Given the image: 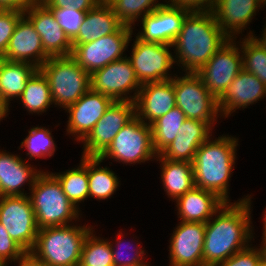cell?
I'll return each mask as SVG.
<instances>
[{"mask_svg":"<svg viewBox=\"0 0 266 266\" xmlns=\"http://www.w3.org/2000/svg\"><path fill=\"white\" fill-rule=\"evenodd\" d=\"M252 195L225 204L205 223L203 266H216L254 242Z\"/></svg>","mask_w":266,"mask_h":266,"instance_id":"1","label":"cell"},{"mask_svg":"<svg viewBox=\"0 0 266 266\" xmlns=\"http://www.w3.org/2000/svg\"><path fill=\"white\" fill-rule=\"evenodd\" d=\"M229 40L212 11L190 12L172 43L174 62L183 73H196Z\"/></svg>","mask_w":266,"mask_h":266,"instance_id":"2","label":"cell"},{"mask_svg":"<svg viewBox=\"0 0 266 266\" xmlns=\"http://www.w3.org/2000/svg\"><path fill=\"white\" fill-rule=\"evenodd\" d=\"M238 140L228 134L210 136L198 148L192 162L195 187L212 191L225 202L231 201L229 182L237 160Z\"/></svg>","mask_w":266,"mask_h":266,"instance_id":"3","label":"cell"},{"mask_svg":"<svg viewBox=\"0 0 266 266\" xmlns=\"http://www.w3.org/2000/svg\"><path fill=\"white\" fill-rule=\"evenodd\" d=\"M84 224L40 228L30 252L47 266H77L84 241L95 228Z\"/></svg>","mask_w":266,"mask_h":266,"instance_id":"4","label":"cell"},{"mask_svg":"<svg viewBox=\"0 0 266 266\" xmlns=\"http://www.w3.org/2000/svg\"><path fill=\"white\" fill-rule=\"evenodd\" d=\"M29 197L39 229L81 222V210L68 199L61 184L49 170H43L36 177Z\"/></svg>","mask_w":266,"mask_h":266,"instance_id":"5","label":"cell"},{"mask_svg":"<svg viewBox=\"0 0 266 266\" xmlns=\"http://www.w3.org/2000/svg\"><path fill=\"white\" fill-rule=\"evenodd\" d=\"M49 82L54 107L77 102L90 88V74L71 56L50 57L40 68Z\"/></svg>","mask_w":266,"mask_h":266,"instance_id":"6","label":"cell"},{"mask_svg":"<svg viewBox=\"0 0 266 266\" xmlns=\"http://www.w3.org/2000/svg\"><path fill=\"white\" fill-rule=\"evenodd\" d=\"M172 78L176 106L186 118L206 122L212 129L221 118L218 99L212 95L194 72H179ZM182 73V74H181ZM220 116V117H219Z\"/></svg>","mask_w":266,"mask_h":266,"instance_id":"7","label":"cell"},{"mask_svg":"<svg viewBox=\"0 0 266 266\" xmlns=\"http://www.w3.org/2000/svg\"><path fill=\"white\" fill-rule=\"evenodd\" d=\"M157 155L152 143L151 125L135 116L117 133L99 158L102 161L113 159L114 162L131 166L154 161Z\"/></svg>","mask_w":266,"mask_h":266,"instance_id":"8","label":"cell"},{"mask_svg":"<svg viewBox=\"0 0 266 266\" xmlns=\"http://www.w3.org/2000/svg\"><path fill=\"white\" fill-rule=\"evenodd\" d=\"M134 32L133 27L122 25L115 33L97 40L85 44H72L71 56L91 75L109 63L128 56L125 53Z\"/></svg>","mask_w":266,"mask_h":266,"instance_id":"9","label":"cell"},{"mask_svg":"<svg viewBox=\"0 0 266 266\" xmlns=\"http://www.w3.org/2000/svg\"><path fill=\"white\" fill-rule=\"evenodd\" d=\"M171 48L172 45L144 42L134 37L132 51L127 58L141 85L170 80L176 75L171 71L172 68H177L174 67L176 64Z\"/></svg>","mask_w":266,"mask_h":266,"instance_id":"10","label":"cell"},{"mask_svg":"<svg viewBox=\"0 0 266 266\" xmlns=\"http://www.w3.org/2000/svg\"><path fill=\"white\" fill-rule=\"evenodd\" d=\"M0 223L16 243L31 251L39 228L29 195L0 197Z\"/></svg>","mask_w":266,"mask_h":266,"instance_id":"11","label":"cell"},{"mask_svg":"<svg viewBox=\"0 0 266 266\" xmlns=\"http://www.w3.org/2000/svg\"><path fill=\"white\" fill-rule=\"evenodd\" d=\"M236 41L237 38L230 39L196 72L217 99L243 69L241 49Z\"/></svg>","mask_w":266,"mask_h":266,"instance_id":"12","label":"cell"},{"mask_svg":"<svg viewBox=\"0 0 266 266\" xmlns=\"http://www.w3.org/2000/svg\"><path fill=\"white\" fill-rule=\"evenodd\" d=\"M90 82L92 90L114 101L135 102L141 88L127 56L96 70L90 75Z\"/></svg>","mask_w":266,"mask_h":266,"instance_id":"13","label":"cell"},{"mask_svg":"<svg viewBox=\"0 0 266 266\" xmlns=\"http://www.w3.org/2000/svg\"><path fill=\"white\" fill-rule=\"evenodd\" d=\"M135 114V102L114 101L90 133L81 141L82 156L99 157L112 143L117 133Z\"/></svg>","mask_w":266,"mask_h":266,"instance_id":"14","label":"cell"},{"mask_svg":"<svg viewBox=\"0 0 266 266\" xmlns=\"http://www.w3.org/2000/svg\"><path fill=\"white\" fill-rule=\"evenodd\" d=\"M190 12L188 9L163 2L139 20L141 29L133 35L144 42L172 45L182 28L184 19Z\"/></svg>","mask_w":266,"mask_h":266,"instance_id":"15","label":"cell"},{"mask_svg":"<svg viewBox=\"0 0 266 266\" xmlns=\"http://www.w3.org/2000/svg\"><path fill=\"white\" fill-rule=\"evenodd\" d=\"M169 242V266H203L205 223L178 220Z\"/></svg>","mask_w":266,"mask_h":266,"instance_id":"16","label":"cell"},{"mask_svg":"<svg viewBox=\"0 0 266 266\" xmlns=\"http://www.w3.org/2000/svg\"><path fill=\"white\" fill-rule=\"evenodd\" d=\"M113 102L111 97L90 88L77 102L65 109L69 115L66 134L81 143Z\"/></svg>","mask_w":266,"mask_h":266,"instance_id":"17","label":"cell"},{"mask_svg":"<svg viewBox=\"0 0 266 266\" xmlns=\"http://www.w3.org/2000/svg\"><path fill=\"white\" fill-rule=\"evenodd\" d=\"M24 15L31 21L35 31L41 36L43 49L49 57L69 56L72 54V42L52 12L43 3H33Z\"/></svg>","mask_w":266,"mask_h":266,"instance_id":"18","label":"cell"},{"mask_svg":"<svg viewBox=\"0 0 266 266\" xmlns=\"http://www.w3.org/2000/svg\"><path fill=\"white\" fill-rule=\"evenodd\" d=\"M2 58L27 62L38 69L50 58L43 49L41 36L25 15L19 19Z\"/></svg>","mask_w":266,"mask_h":266,"instance_id":"19","label":"cell"},{"mask_svg":"<svg viewBox=\"0 0 266 266\" xmlns=\"http://www.w3.org/2000/svg\"><path fill=\"white\" fill-rule=\"evenodd\" d=\"M263 98H266V86L254 74L242 69L218 99L221 117L233 116L237 109L244 110Z\"/></svg>","mask_w":266,"mask_h":266,"instance_id":"20","label":"cell"},{"mask_svg":"<svg viewBox=\"0 0 266 266\" xmlns=\"http://www.w3.org/2000/svg\"><path fill=\"white\" fill-rule=\"evenodd\" d=\"M175 106L176 97L172 79L148 82L141 85L135 100V114L142 122L151 125Z\"/></svg>","mask_w":266,"mask_h":266,"instance_id":"21","label":"cell"},{"mask_svg":"<svg viewBox=\"0 0 266 266\" xmlns=\"http://www.w3.org/2000/svg\"><path fill=\"white\" fill-rule=\"evenodd\" d=\"M264 6L266 0H216L212 12L222 31L230 39H235L250 29L252 19Z\"/></svg>","mask_w":266,"mask_h":266,"instance_id":"22","label":"cell"},{"mask_svg":"<svg viewBox=\"0 0 266 266\" xmlns=\"http://www.w3.org/2000/svg\"><path fill=\"white\" fill-rule=\"evenodd\" d=\"M6 151L0 149V197L29 195L22 187L27 184L30 192L36 177L43 169L38 170L26 158Z\"/></svg>","mask_w":266,"mask_h":266,"instance_id":"23","label":"cell"},{"mask_svg":"<svg viewBox=\"0 0 266 266\" xmlns=\"http://www.w3.org/2000/svg\"><path fill=\"white\" fill-rule=\"evenodd\" d=\"M212 131L206 122L186 118L178 135L159 155L172 161L192 163L198 148L213 135Z\"/></svg>","mask_w":266,"mask_h":266,"instance_id":"24","label":"cell"},{"mask_svg":"<svg viewBox=\"0 0 266 266\" xmlns=\"http://www.w3.org/2000/svg\"><path fill=\"white\" fill-rule=\"evenodd\" d=\"M179 221L206 223L224 204L216 193L194 187L176 201Z\"/></svg>","mask_w":266,"mask_h":266,"instance_id":"25","label":"cell"},{"mask_svg":"<svg viewBox=\"0 0 266 266\" xmlns=\"http://www.w3.org/2000/svg\"><path fill=\"white\" fill-rule=\"evenodd\" d=\"M155 162L161 167L162 187L171 201H176L195 187L193 163L164 159L159 154Z\"/></svg>","mask_w":266,"mask_h":266,"instance_id":"26","label":"cell"},{"mask_svg":"<svg viewBox=\"0 0 266 266\" xmlns=\"http://www.w3.org/2000/svg\"><path fill=\"white\" fill-rule=\"evenodd\" d=\"M122 25L110 5L97 4L86 13L72 44H85L97 40L115 33Z\"/></svg>","mask_w":266,"mask_h":266,"instance_id":"27","label":"cell"},{"mask_svg":"<svg viewBox=\"0 0 266 266\" xmlns=\"http://www.w3.org/2000/svg\"><path fill=\"white\" fill-rule=\"evenodd\" d=\"M38 68L27 62L0 60V97L8 108L26 88V82Z\"/></svg>","mask_w":266,"mask_h":266,"instance_id":"28","label":"cell"},{"mask_svg":"<svg viewBox=\"0 0 266 266\" xmlns=\"http://www.w3.org/2000/svg\"><path fill=\"white\" fill-rule=\"evenodd\" d=\"M80 162L87 168L89 182V198L101 201L111 198L119 189V177L108 166H101L99 157L81 156Z\"/></svg>","mask_w":266,"mask_h":266,"instance_id":"29","label":"cell"},{"mask_svg":"<svg viewBox=\"0 0 266 266\" xmlns=\"http://www.w3.org/2000/svg\"><path fill=\"white\" fill-rule=\"evenodd\" d=\"M27 112L42 115L53 107L49 82L40 69H37L26 82V88L19 99Z\"/></svg>","mask_w":266,"mask_h":266,"instance_id":"30","label":"cell"},{"mask_svg":"<svg viewBox=\"0 0 266 266\" xmlns=\"http://www.w3.org/2000/svg\"><path fill=\"white\" fill-rule=\"evenodd\" d=\"M78 165L76 168L51 174L59 181L68 199L80 210V203L89 198V182L87 168L81 162Z\"/></svg>","mask_w":266,"mask_h":266,"instance_id":"31","label":"cell"},{"mask_svg":"<svg viewBox=\"0 0 266 266\" xmlns=\"http://www.w3.org/2000/svg\"><path fill=\"white\" fill-rule=\"evenodd\" d=\"M185 119V114L175 106L151 124L152 143L157 154L175 139Z\"/></svg>","mask_w":266,"mask_h":266,"instance_id":"32","label":"cell"},{"mask_svg":"<svg viewBox=\"0 0 266 266\" xmlns=\"http://www.w3.org/2000/svg\"><path fill=\"white\" fill-rule=\"evenodd\" d=\"M46 128L47 127H43L42 125L32 126V128L28 130V135L23 138L18 150L22 148L27 150V161L47 159L54 156L57 146L54 143L55 140H53L52 131Z\"/></svg>","mask_w":266,"mask_h":266,"instance_id":"33","label":"cell"},{"mask_svg":"<svg viewBox=\"0 0 266 266\" xmlns=\"http://www.w3.org/2000/svg\"><path fill=\"white\" fill-rule=\"evenodd\" d=\"M237 43L241 49L243 69L266 86V48L253 37H241Z\"/></svg>","mask_w":266,"mask_h":266,"instance_id":"34","label":"cell"},{"mask_svg":"<svg viewBox=\"0 0 266 266\" xmlns=\"http://www.w3.org/2000/svg\"><path fill=\"white\" fill-rule=\"evenodd\" d=\"M80 263L84 266H113L112 248L108 239L96 236L95 228L86 237Z\"/></svg>","mask_w":266,"mask_h":266,"instance_id":"35","label":"cell"},{"mask_svg":"<svg viewBox=\"0 0 266 266\" xmlns=\"http://www.w3.org/2000/svg\"><path fill=\"white\" fill-rule=\"evenodd\" d=\"M162 3L159 0H115L110 6L123 25L135 29L136 22Z\"/></svg>","mask_w":266,"mask_h":266,"instance_id":"36","label":"cell"},{"mask_svg":"<svg viewBox=\"0 0 266 266\" xmlns=\"http://www.w3.org/2000/svg\"><path fill=\"white\" fill-rule=\"evenodd\" d=\"M125 235L126 233L123 235L122 230L120 229L119 233L116 234V239L114 241L109 240L110 246L112 248L114 265L125 264L129 266H137L138 264L144 262L147 259L145 258L147 252H145L146 250L144 249V247L140 245L141 243L138 241L139 239H137V241L132 239L131 242L134 241L133 243H131L130 241H128L127 243V241L124 239Z\"/></svg>","mask_w":266,"mask_h":266,"instance_id":"37","label":"cell"},{"mask_svg":"<svg viewBox=\"0 0 266 266\" xmlns=\"http://www.w3.org/2000/svg\"><path fill=\"white\" fill-rule=\"evenodd\" d=\"M48 9L52 12L56 22L61 26L66 36L72 42L77 37L87 12L65 8Z\"/></svg>","mask_w":266,"mask_h":266,"instance_id":"38","label":"cell"},{"mask_svg":"<svg viewBox=\"0 0 266 266\" xmlns=\"http://www.w3.org/2000/svg\"><path fill=\"white\" fill-rule=\"evenodd\" d=\"M24 12L14 9H0V57L5 55L9 40Z\"/></svg>","mask_w":266,"mask_h":266,"instance_id":"39","label":"cell"},{"mask_svg":"<svg viewBox=\"0 0 266 266\" xmlns=\"http://www.w3.org/2000/svg\"><path fill=\"white\" fill-rule=\"evenodd\" d=\"M253 245L251 243L245 249L238 251L216 266H259L262 261L261 251L258 246Z\"/></svg>","mask_w":266,"mask_h":266,"instance_id":"40","label":"cell"},{"mask_svg":"<svg viewBox=\"0 0 266 266\" xmlns=\"http://www.w3.org/2000/svg\"><path fill=\"white\" fill-rule=\"evenodd\" d=\"M26 253L8 234L7 230L0 223V258L6 264L15 263Z\"/></svg>","mask_w":266,"mask_h":266,"instance_id":"41","label":"cell"},{"mask_svg":"<svg viewBox=\"0 0 266 266\" xmlns=\"http://www.w3.org/2000/svg\"><path fill=\"white\" fill-rule=\"evenodd\" d=\"M43 4L47 8H65L88 12L98 4V0H46Z\"/></svg>","mask_w":266,"mask_h":266,"instance_id":"42","label":"cell"},{"mask_svg":"<svg viewBox=\"0 0 266 266\" xmlns=\"http://www.w3.org/2000/svg\"><path fill=\"white\" fill-rule=\"evenodd\" d=\"M166 4L185 8L191 12L212 11L216 4V0H165Z\"/></svg>","mask_w":266,"mask_h":266,"instance_id":"43","label":"cell"},{"mask_svg":"<svg viewBox=\"0 0 266 266\" xmlns=\"http://www.w3.org/2000/svg\"><path fill=\"white\" fill-rule=\"evenodd\" d=\"M33 3V0H0V9H14L25 12Z\"/></svg>","mask_w":266,"mask_h":266,"instance_id":"44","label":"cell"},{"mask_svg":"<svg viewBox=\"0 0 266 266\" xmlns=\"http://www.w3.org/2000/svg\"><path fill=\"white\" fill-rule=\"evenodd\" d=\"M18 266H47L42 260L35 257L31 252H26L17 262Z\"/></svg>","mask_w":266,"mask_h":266,"instance_id":"45","label":"cell"},{"mask_svg":"<svg viewBox=\"0 0 266 266\" xmlns=\"http://www.w3.org/2000/svg\"><path fill=\"white\" fill-rule=\"evenodd\" d=\"M266 20V19H265ZM261 36H256L257 34H255L253 31H249L247 32L246 37H253L255 40H257L263 47L266 48V21H265V25L264 28H262L261 31Z\"/></svg>","mask_w":266,"mask_h":266,"instance_id":"46","label":"cell"},{"mask_svg":"<svg viewBox=\"0 0 266 266\" xmlns=\"http://www.w3.org/2000/svg\"><path fill=\"white\" fill-rule=\"evenodd\" d=\"M10 112V109L6 106V104L2 101L0 97V121L5 120L3 118H6Z\"/></svg>","mask_w":266,"mask_h":266,"instance_id":"47","label":"cell"},{"mask_svg":"<svg viewBox=\"0 0 266 266\" xmlns=\"http://www.w3.org/2000/svg\"><path fill=\"white\" fill-rule=\"evenodd\" d=\"M261 239V245L258 247H260L259 249L261 251L262 261L266 263V236H262Z\"/></svg>","mask_w":266,"mask_h":266,"instance_id":"48","label":"cell"},{"mask_svg":"<svg viewBox=\"0 0 266 266\" xmlns=\"http://www.w3.org/2000/svg\"><path fill=\"white\" fill-rule=\"evenodd\" d=\"M264 214V215H263ZM263 214H262V217H263V233H262V236H266V207H265V210H264V212H263Z\"/></svg>","mask_w":266,"mask_h":266,"instance_id":"49","label":"cell"},{"mask_svg":"<svg viewBox=\"0 0 266 266\" xmlns=\"http://www.w3.org/2000/svg\"><path fill=\"white\" fill-rule=\"evenodd\" d=\"M115 0H98V4H102V5H110L111 3H113Z\"/></svg>","mask_w":266,"mask_h":266,"instance_id":"50","label":"cell"},{"mask_svg":"<svg viewBox=\"0 0 266 266\" xmlns=\"http://www.w3.org/2000/svg\"><path fill=\"white\" fill-rule=\"evenodd\" d=\"M149 263V264H148ZM148 263H147V261L145 260L144 262H142V263H140V264H138L137 266H151V262H149L148 261ZM154 266V265H153Z\"/></svg>","mask_w":266,"mask_h":266,"instance_id":"51","label":"cell"},{"mask_svg":"<svg viewBox=\"0 0 266 266\" xmlns=\"http://www.w3.org/2000/svg\"><path fill=\"white\" fill-rule=\"evenodd\" d=\"M0 266H8L1 258H0Z\"/></svg>","mask_w":266,"mask_h":266,"instance_id":"52","label":"cell"},{"mask_svg":"<svg viewBox=\"0 0 266 266\" xmlns=\"http://www.w3.org/2000/svg\"><path fill=\"white\" fill-rule=\"evenodd\" d=\"M46 0H33L34 3H44Z\"/></svg>","mask_w":266,"mask_h":266,"instance_id":"53","label":"cell"},{"mask_svg":"<svg viewBox=\"0 0 266 266\" xmlns=\"http://www.w3.org/2000/svg\"><path fill=\"white\" fill-rule=\"evenodd\" d=\"M259 266H266V263H264L263 261H261V263L259 264Z\"/></svg>","mask_w":266,"mask_h":266,"instance_id":"54","label":"cell"},{"mask_svg":"<svg viewBox=\"0 0 266 266\" xmlns=\"http://www.w3.org/2000/svg\"><path fill=\"white\" fill-rule=\"evenodd\" d=\"M113 266H129V265H125V264H123V265H113Z\"/></svg>","mask_w":266,"mask_h":266,"instance_id":"55","label":"cell"}]
</instances>
